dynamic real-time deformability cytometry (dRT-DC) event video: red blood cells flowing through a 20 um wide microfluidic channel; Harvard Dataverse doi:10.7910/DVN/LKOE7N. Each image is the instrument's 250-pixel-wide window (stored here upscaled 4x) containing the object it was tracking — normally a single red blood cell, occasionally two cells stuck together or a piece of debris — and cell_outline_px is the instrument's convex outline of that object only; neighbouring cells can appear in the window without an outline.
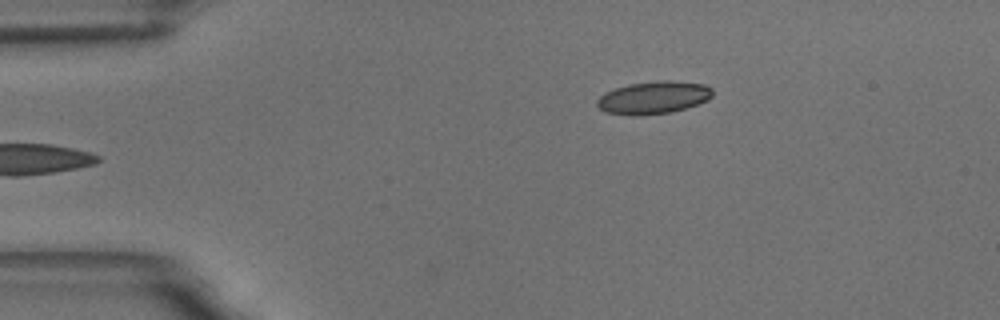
{"species": "common noctule bat (a hibernating species)", "species_latin": "Nyctalus noctula", "temperature_condition": "room temperature", "stored_images_in_passage": 4, "camera_frame_rate_fps": 3000, "um_per_image_px": 0.085, "animal": {"sex": "male", "body_mass_g": 18.8}, "frame": {"image": 1, "passage_image": 4, "time_ms": 3.333, "image_size_px": [1000, 320], "cell_outline_px": [[712, 96], [708, 100], [672, 112], [636, 116], [604, 112], [596, 104], [596, 100], [604, 92], [628, 84], [660, 80], [668, 80], [704, 84], [712, 88]], "centroid_in_image_um": [55.52, 8.29], "position_along_channel_um": 29.5, "area_um2": 21.96}}